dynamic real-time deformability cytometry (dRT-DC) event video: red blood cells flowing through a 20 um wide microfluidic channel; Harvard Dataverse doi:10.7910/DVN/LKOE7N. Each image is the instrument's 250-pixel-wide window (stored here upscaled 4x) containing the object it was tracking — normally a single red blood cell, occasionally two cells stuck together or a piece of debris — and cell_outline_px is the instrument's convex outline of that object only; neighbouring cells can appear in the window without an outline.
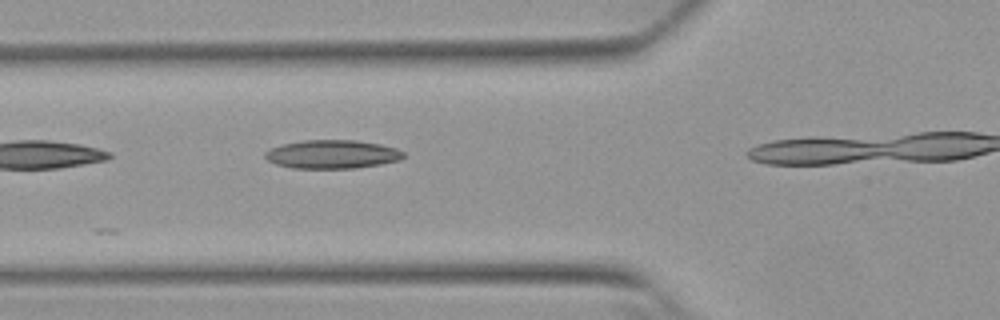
{"species": "Egyptian fruit bat (a non-hibernating species)", "species_latin": "Rousettus aegyptiacus", "temperature_condition": "warm", "stored_images_in_passage": 4, "camera_frame_rate_fps": 3000, "um_per_image_px": 0.085, "animal": {"sex": "female"}, "frame": {"image": 1, "passage_image": 3, "time_ms": 0.667, "image_size_px": [1000, 320], "cell_outline_px": [[404, 156], [400, 160], [380, 164], [356, 168], [292, 168], [276, 164], [268, 160], [264, 156], [264, 152], [280, 144], [304, 140], [356, 140], [380, 144], [396, 148], [404, 152]], "centroid_in_image_um": [28.23, 13.11], "position_along_channel_um": 97.6, "area_um2": 23.06}}